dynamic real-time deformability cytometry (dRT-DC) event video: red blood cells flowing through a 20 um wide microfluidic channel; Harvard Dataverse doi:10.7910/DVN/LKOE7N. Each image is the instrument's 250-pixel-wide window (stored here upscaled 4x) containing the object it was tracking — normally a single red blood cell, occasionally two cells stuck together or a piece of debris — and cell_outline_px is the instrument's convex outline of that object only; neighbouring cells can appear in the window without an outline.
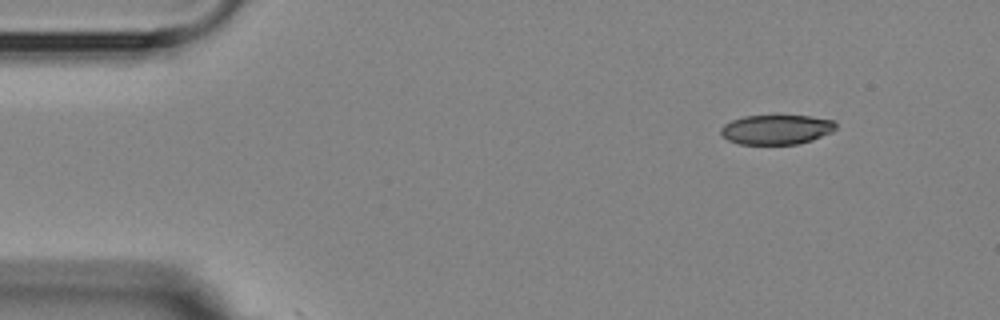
{"species": "Egyptian fruit bat (a non-hibernating species)", "species_latin": "Rousettus aegyptiacus", "temperature_condition": "room temperature", "stored_images_in_passage": 4, "camera_frame_rate_fps": 3000, "um_per_image_px": 0.085, "animal": {"sex": "female"}, "frame": {"image": 1, "passage_image": 1, "time_ms": 0.0, "image_size_px": [1000, 320], "cell_outline_px": [[836, 128], [832, 132], [812, 140], [796, 144], [740, 144], [728, 140], [720, 132], [720, 128], [724, 124], [732, 120], [744, 116], [808, 116], [832, 120], [836, 124]], "centroid_in_image_um": [65.99, 11.01], "position_along_channel_um": 19.0, "area_um2": 19.71}}